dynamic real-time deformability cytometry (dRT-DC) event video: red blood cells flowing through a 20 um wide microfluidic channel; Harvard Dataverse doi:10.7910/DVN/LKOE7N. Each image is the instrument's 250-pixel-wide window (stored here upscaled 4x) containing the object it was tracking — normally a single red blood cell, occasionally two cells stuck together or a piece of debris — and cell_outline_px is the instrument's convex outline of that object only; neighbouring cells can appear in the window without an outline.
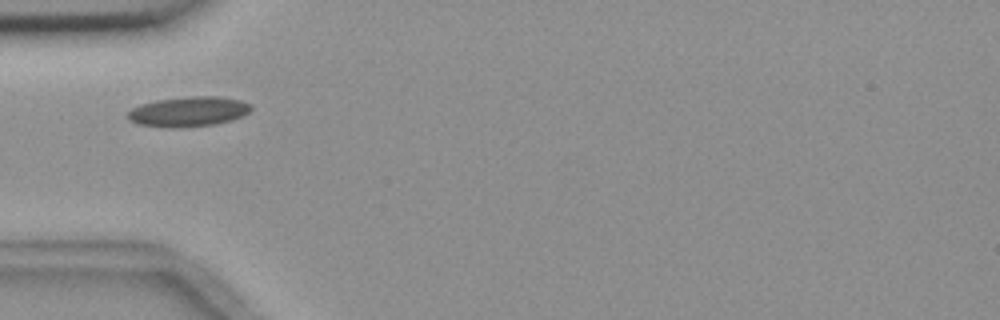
{"species": "common noctule bat (a hibernating species)", "species_latin": "Nyctalus noctula", "temperature_condition": "room temperature", "stored_images_in_passage": 1, "camera_frame_rate_fps": 3000, "um_per_image_px": 0.085, "animal": {"sex": "female", "body_mass_g": 18.4}, "frame": {"image": 1, "passage_image": 1, "time_ms": 0.0, "image_size_px": [1000, 320], "cell_outline_px": [[252, 108], [248, 112], [232, 120], [216, 124], [184, 128], [168, 128], [136, 124], [128, 120], [124, 116], [132, 108], [140, 104], [156, 100], [188, 96], [216, 96], [240, 100], [252, 104]], "centroid_in_image_um": [15.96, 9.5], "position_along_channel_um": 69.0, "area_um2": 21.91}}